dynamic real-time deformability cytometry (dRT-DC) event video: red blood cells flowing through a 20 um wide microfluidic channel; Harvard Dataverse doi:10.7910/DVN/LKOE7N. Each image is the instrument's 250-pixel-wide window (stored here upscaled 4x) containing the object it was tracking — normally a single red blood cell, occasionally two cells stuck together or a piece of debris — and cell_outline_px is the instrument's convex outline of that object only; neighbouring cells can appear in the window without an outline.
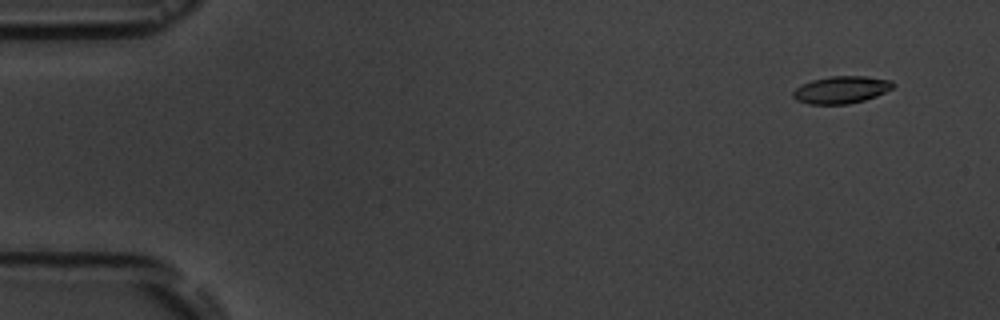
{"species": "common noctule bat (a hibernating species)", "species_latin": "Nyctalus noctula", "temperature_condition": "room temperature", "stored_images_in_passage": 4, "camera_frame_rate_fps": 3000, "um_per_image_px": 0.085, "animal": {"sex": "male", "body_mass_g": 19.5, "forearm_length_mm": 54.6}, "frame": {"image": 1, "passage_image": 1, "time_ms": 0.0, "image_size_px": [1000, 320], "cell_outline_px": [[896, 84], [892, 88], [876, 96], [864, 100], [848, 104], [808, 104], [796, 100], [792, 96], [792, 92], [796, 88], [812, 80], [832, 76], [864, 76], [892, 80]], "centroid_in_image_um": [71.51, 7.63], "position_along_channel_um": 13.5, "area_um2": 15.84}}
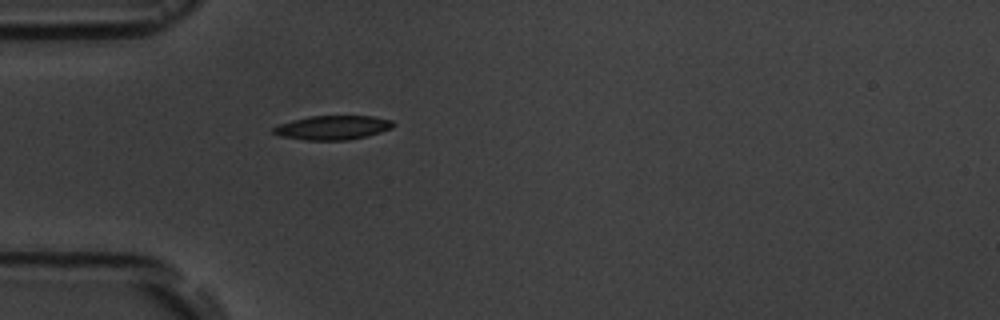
{"frame": {"image": 2, "passage_image": 4, "time_ms": 4.333, "image_size_px": [1000, 320], "cell_outline_px": [[396, 124], [392, 128], [380, 132], [348, 140], [304, 140], [280, 136], [272, 132], [272, 128], [280, 124], [292, 120], [312, 116], [372, 116], [392, 120]], "centroid_in_image_um": [28.28, 10.84], "position_along_channel_um": 56.7, "area_um2": 16.76}}